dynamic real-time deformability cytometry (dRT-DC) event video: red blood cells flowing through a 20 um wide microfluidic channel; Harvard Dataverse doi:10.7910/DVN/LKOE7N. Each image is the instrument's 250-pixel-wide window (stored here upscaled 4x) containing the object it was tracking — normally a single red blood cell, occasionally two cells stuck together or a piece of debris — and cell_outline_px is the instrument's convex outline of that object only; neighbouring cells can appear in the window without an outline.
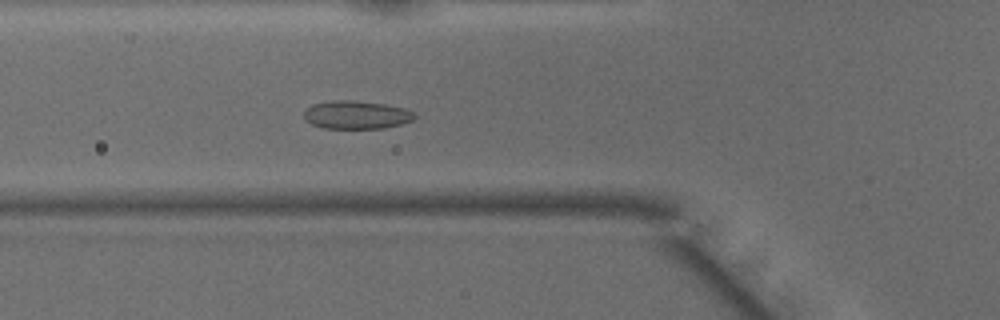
{"species": "common noctule bat (a hibernating species)", "species_latin": "Nyctalus noctula", "temperature_condition": "warm", "stored_images_in_passage": 48, "camera_frame_rate_fps": 3000, "um_per_image_px": 0.085, "animal": {"sex": "male", "body_mass_g": 15.6}, "frame": {"image": 1, "passage_image": 17, "time_ms": 5.333, "image_size_px": [1000, 320], "cell_outline_px": [[416, 116], [412, 120], [400, 124], [384, 128], [324, 128], [312, 124], [304, 116], [304, 112], [312, 104], [336, 100], [352, 100], [384, 104], [404, 108], [412, 112]], "centroid_in_image_um": [30.29, 9.76], "position_along_channel_um": 95.5, "area_um2": 17.86}}
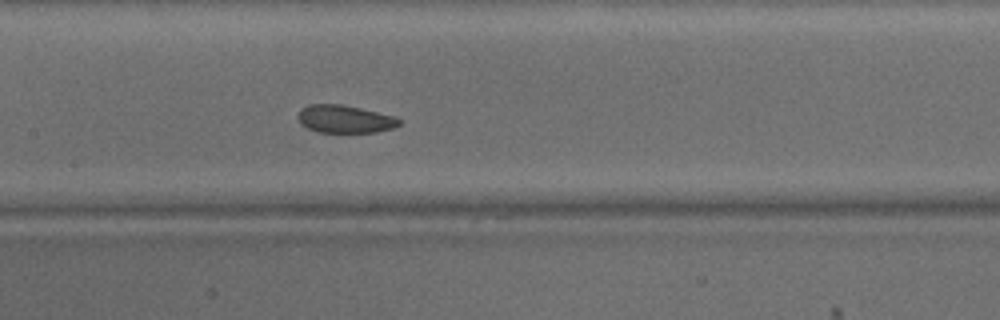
{"frame": {"image": 2, "passage_image": 23, "time_ms": 7.333, "image_size_px": [1000, 320], "cell_outline_px": [[400, 124], [392, 128], [376, 132], [320, 132], [308, 128], [300, 124], [296, 116], [300, 108], [308, 104], [340, 104], [360, 108], [396, 116], [400, 120]], "centroid_in_image_um": [29.27, 10.11], "position_along_channel_um": 178.1, "area_um2": 16.47}}
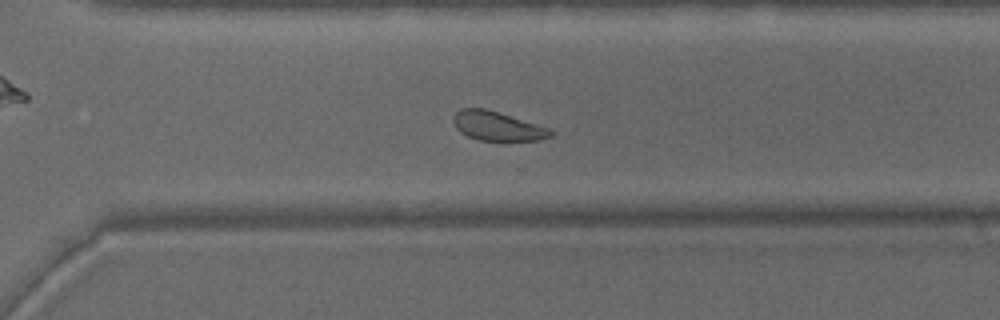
{"frame": {"image": 3, "passage_image": 34, "time_ms": 11.0, "image_size_px": [1000, 320], "cell_outline_px": [[552, 136], [536, 140], [480, 140], [468, 136], [460, 132], [456, 128], [452, 120], [452, 116], [460, 108], [484, 108], [548, 128], [552, 132]], "centroid_in_image_um": [42.19, 10.71], "position_along_channel_um": 328.4, "area_um2": 16.13}, "authors_computed_cell_mechanics": {"area_um2": 18.2648, "velocity_mm_per_s": 4.1083, "shape_relaxation_time_tau1_ms": 4.5421, "shape_relaxation_time_tau2_ms": 2.3655, "deformation_change_tau1": 0.0712, "deformation_change_tau2": 0.0548}}